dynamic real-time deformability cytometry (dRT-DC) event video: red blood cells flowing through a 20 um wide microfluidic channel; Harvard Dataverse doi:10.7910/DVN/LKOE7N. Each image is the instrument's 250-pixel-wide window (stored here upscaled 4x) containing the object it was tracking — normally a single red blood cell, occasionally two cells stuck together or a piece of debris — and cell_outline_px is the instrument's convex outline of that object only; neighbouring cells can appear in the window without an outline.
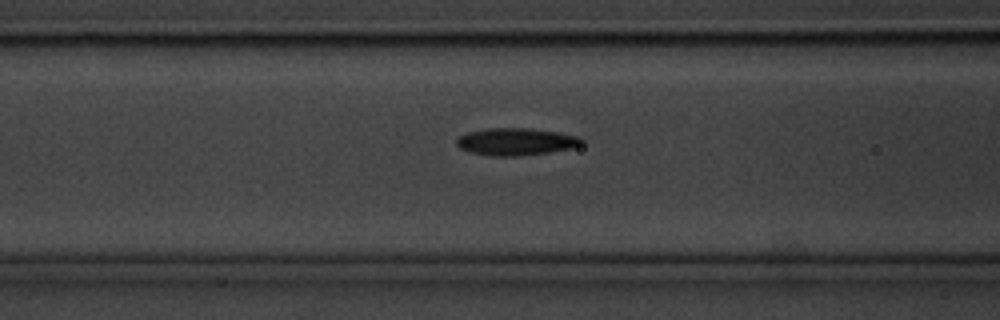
{"species": "common noctule bat (a hibernating species)", "species_latin": "Nyctalus noctula", "temperature_condition": "cold", "stored_images_in_passage": 39, "camera_frame_rate_fps": 3000, "um_per_image_px": 0.085, "animal": {"sex": "male", "body_mass_g": 20.1, "forearm_length_mm": 53.5}, "frame": {"image": 1, "passage_image": 11, "time_ms": 3.333, "image_size_px": [1000, 320], "cell_outline_px": [[584, 140], [580, 144], [572, 148], [548, 152], [516, 156], [492, 156], [472, 152], [460, 148], [456, 144], [456, 140], [460, 136], [468, 132], [488, 128], [528, 128], [556, 132], [580, 136]], "centroid_in_image_um": [43.85, 12.04], "position_along_channel_um": 122.7, "area_um2": 19.65}}
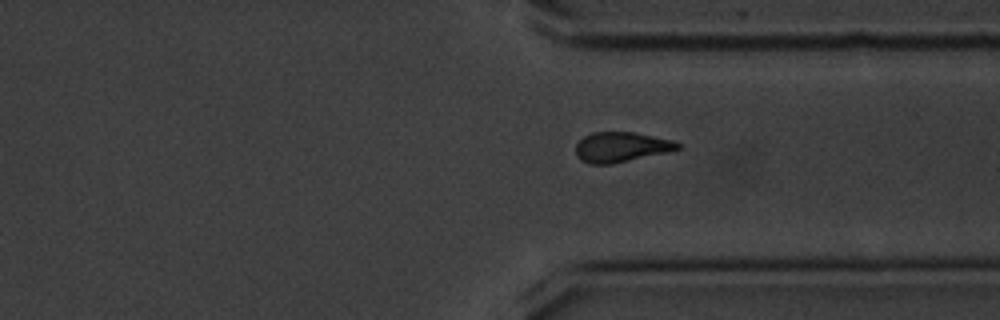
{"frame": {"image": 2, "passage_image": 31, "time_ms": 10.0, "image_size_px": [1000, 320], "cell_outline_px": [[680, 148], [668, 152], [612, 164], [588, 164], [580, 160], [576, 156], [576, 144], [584, 136], [592, 132], [632, 132], [672, 140], [680, 144]], "centroid_in_image_um": [52.76, 12.51], "position_along_channel_um": 358.6, "area_um2": 17.8}}
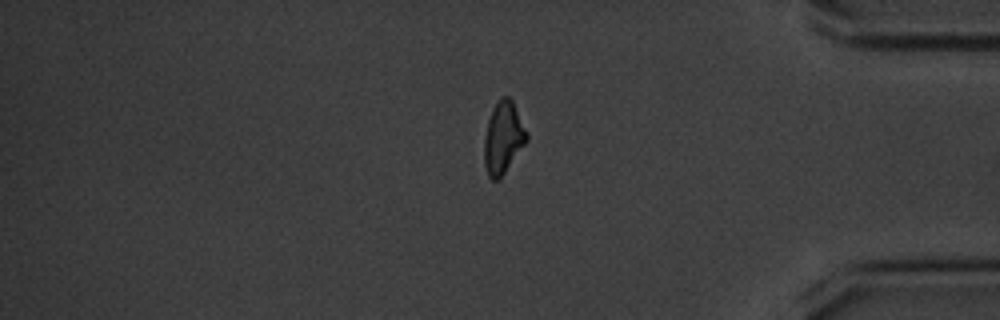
{"frame": {"image": 3, "passage_image": 36, "time_ms": 11.667, "image_size_px": [1000, 320], "cell_outline_px": [[528, 140], [500, 180], [492, 180], [488, 176], [484, 164], [484, 136], [488, 120], [492, 108], [500, 96], [508, 96], [512, 100], [528, 132]], "centroid_in_image_um": [42.77, 11.71], "position_along_channel_um": 392.4, "area_um2": 18.15}}